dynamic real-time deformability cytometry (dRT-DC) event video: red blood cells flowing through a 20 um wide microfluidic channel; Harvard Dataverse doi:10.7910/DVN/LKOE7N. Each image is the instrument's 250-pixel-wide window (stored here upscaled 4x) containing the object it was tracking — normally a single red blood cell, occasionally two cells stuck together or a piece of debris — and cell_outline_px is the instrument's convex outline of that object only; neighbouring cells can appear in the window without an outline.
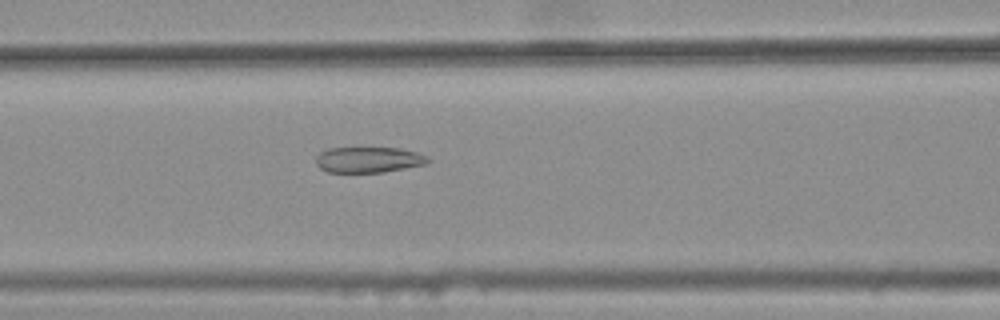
{"species": "common noctule bat (a hibernating species)", "species_latin": "Nyctalus noctula", "temperature_condition": "warm", "stored_images_in_passage": 34, "camera_frame_rate_fps": 3000, "um_per_image_px": 0.085, "animal": {"sex": "female", "body_mass_g": 25.1}, "frame": {"image": 1, "passage_image": 9, "time_ms": 2.667, "image_size_px": [1000, 320], "cell_outline_px": [[432, 160], [428, 164], [384, 172], [328, 172], [320, 168], [316, 164], [316, 156], [320, 152], [328, 148], [400, 148], [416, 152], [428, 156]], "centroid_in_image_um": [31.36, 13.58], "position_along_channel_um": 135.2, "area_um2": 16.94}}
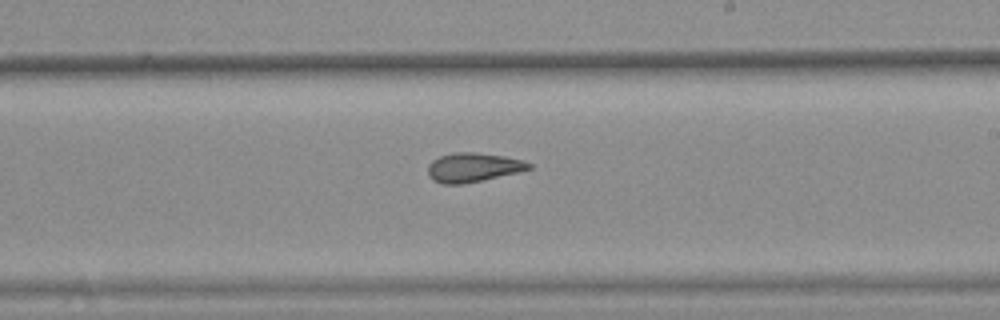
{"frame": {"image": 2, "passage_image": 18, "time_ms": 5.667, "image_size_px": [1000, 320], "cell_outline_px": [[532, 168], [520, 172], [464, 184], [444, 184], [432, 180], [428, 176], [428, 164], [432, 160], [440, 156], [456, 152], [476, 152], [504, 156], [524, 160], [532, 164]], "centroid_in_image_um": [40.22, 14.23], "position_along_channel_um": 248.8, "area_um2": 17.34}}
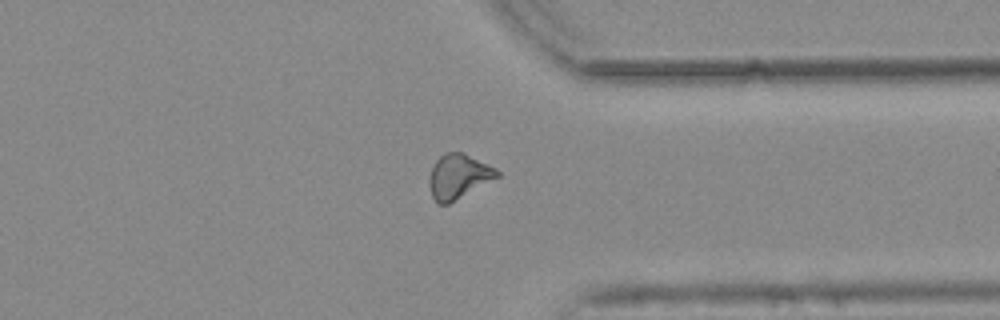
{"frame": {"image": 3, "passage_image": 28, "time_ms": 9.0, "image_size_px": [1000, 320], "cell_outline_px": [[500, 176], [448, 204], [436, 204], [432, 196], [428, 180], [432, 164], [444, 152], [464, 152], [496, 168], [500, 172]], "centroid_in_image_um": [38.95, 14.98], "position_along_channel_um": 372.4, "area_um2": 17.74}, "authors_computed_cell_mechanics": {"area_um2": 17.051, "velocity_mm_per_s": 3.7918, "shape_relaxation_time_tau1_ms": null, "shape_relaxation_time_tau2_ms": 2.0915, "deformation_change_tau1": null, "deformation_change_tau2": 0.101}}